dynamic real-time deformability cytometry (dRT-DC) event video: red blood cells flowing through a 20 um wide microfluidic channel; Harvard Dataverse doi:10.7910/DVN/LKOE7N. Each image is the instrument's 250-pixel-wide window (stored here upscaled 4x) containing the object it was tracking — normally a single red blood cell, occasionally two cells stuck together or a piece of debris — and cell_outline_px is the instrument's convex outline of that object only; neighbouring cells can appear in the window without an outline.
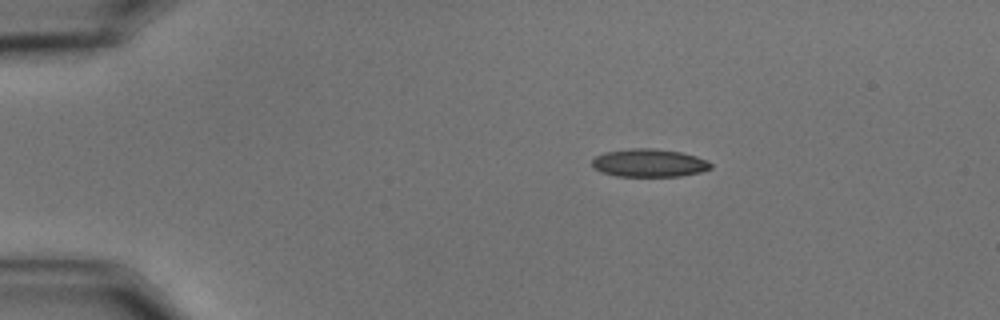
{"species": "common noctule bat (a hibernating species)", "species_latin": "Nyctalus noctula", "temperature_condition": "cold", "stored_images_in_passage": 48, "camera_frame_rate_fps": 3000, "um_per_image_px": 0.085, "animal": {"sex": "male", "body_mass_g": 15.6}, "frame": {"image": 1, "passage_image": 1, "time_ms": 0.0, "image_size_px": [1000, 320], "cell_outline_px": [[712, 168], [700, 172], [680, 176], [616, 176], [600, 172], [592, 168], [592, 160], [596, 156], [604, 152], [628, 148], [656, 148], [680, 152], [696, 156], [708, 160], [712, 164]], "centroid_in_image_um": [55.16, 13.84], "position_along_channel_um": 29.8, "area_um2": 19.59}}
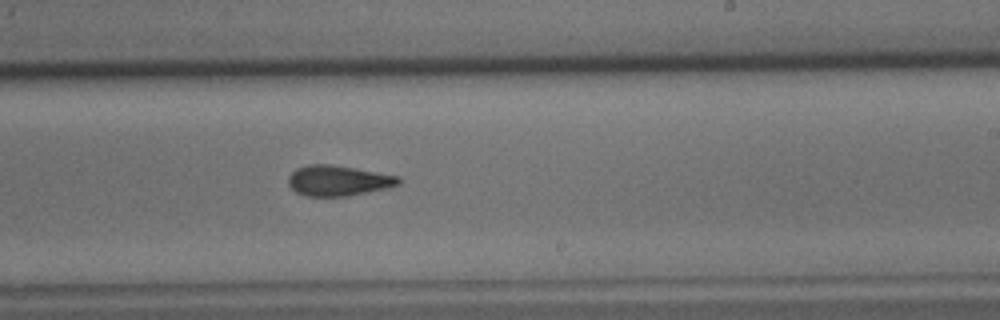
{"frame": {"image": 2, "passage_image": 26, "time_ms": 8.333, "image_size_px": [1000, 320], "cell_outline_px": [[400, 184], [388, 188], [348, 196], [308, 196], [296, 192], [288, 184], [288, 176], [296, 168], [308, 164], [328, 164], [400, 176]], "centroid_in_image_um": [28.74, 15.35], "position_along_channel_um": 260.3, "area_um2": 19.48}}
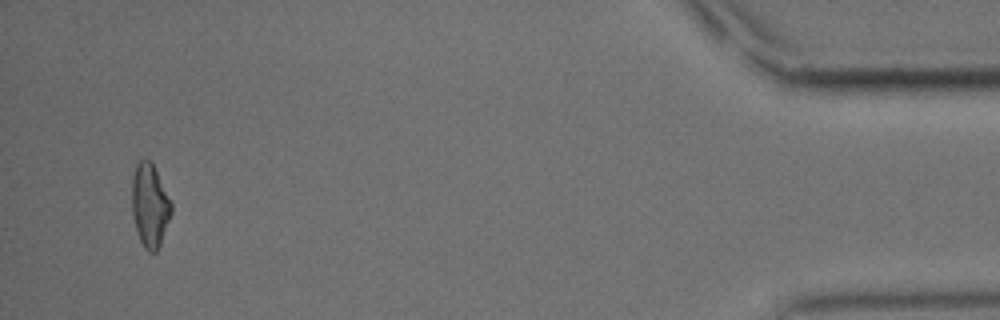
{"frame": {"image": 3, "passage_image": 46, "time_ms": 15.0, "image_size_px": [1000, 320], "cell_outline_px": [[172, 212], [160, 244], [156, 252], [148, 252], [144, 248], [140, 240], [132, 216], [132, 176], [136, 164], [144, 156], [152, 160], [172, 200]], "centroid_in_image_um": [12.75, 17.38], "position_along_channel_um": 422.5, "area_um2": 19.65}, "authors_computed_cell_mechanics": {"area_um2": 19.4786, "velocity_mm_per_s": 3.4988, "shape_relaxation_time_tau1_ms": 10.5881, "shape_relaxation_time_tau2_ms": 4.0306, "deformation_change_tau1": 0.1995, "deformation_change_tau2": 0.1029}}